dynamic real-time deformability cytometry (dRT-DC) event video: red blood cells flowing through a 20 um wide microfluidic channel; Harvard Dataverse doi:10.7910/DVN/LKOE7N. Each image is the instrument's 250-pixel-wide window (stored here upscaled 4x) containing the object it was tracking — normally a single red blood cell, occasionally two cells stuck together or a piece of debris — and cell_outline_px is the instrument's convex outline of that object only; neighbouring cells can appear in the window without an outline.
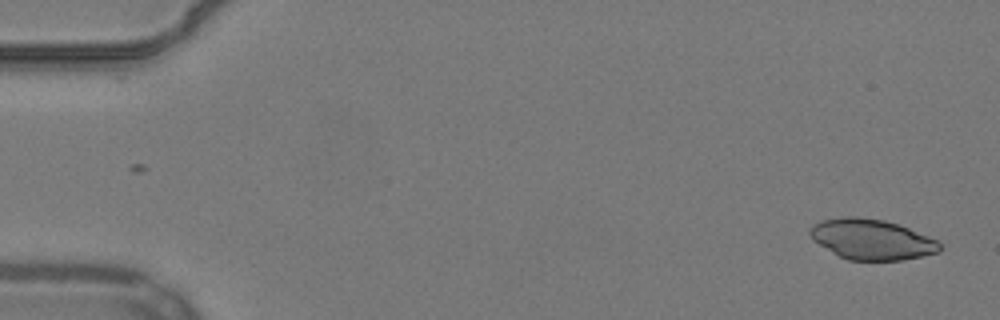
{"species": "common noctule bat (a hibernating species)", "species_latin": "Nyctalus noctula", "temperature_condition": "warm", "stored_images_in_passage": 52, "camera_frame_rate_fps": 3000, "um_per_image_px": 0.085, "animal": {"sex": "male", "body_mass_g": 19.2, "forearm_length_mm": 51.8}, "frame": {"image": 1, "passage_image": 1, "time_ms": 0.0, "image_size_px": [1000, 320], "cell_outline_px": [[940, 252], [900, 260], [848, 260], [840, 256], [812, 240], [808, 232], [820, 220], [844, 216], [856, 216], [884, 220], [900, 224], [928, 236], [936, 240], [940, 244]], "centroid_in_image_um": [74.08, 20.33], "position_along_channel_um": 10.9, "area_um2": 30.4}}